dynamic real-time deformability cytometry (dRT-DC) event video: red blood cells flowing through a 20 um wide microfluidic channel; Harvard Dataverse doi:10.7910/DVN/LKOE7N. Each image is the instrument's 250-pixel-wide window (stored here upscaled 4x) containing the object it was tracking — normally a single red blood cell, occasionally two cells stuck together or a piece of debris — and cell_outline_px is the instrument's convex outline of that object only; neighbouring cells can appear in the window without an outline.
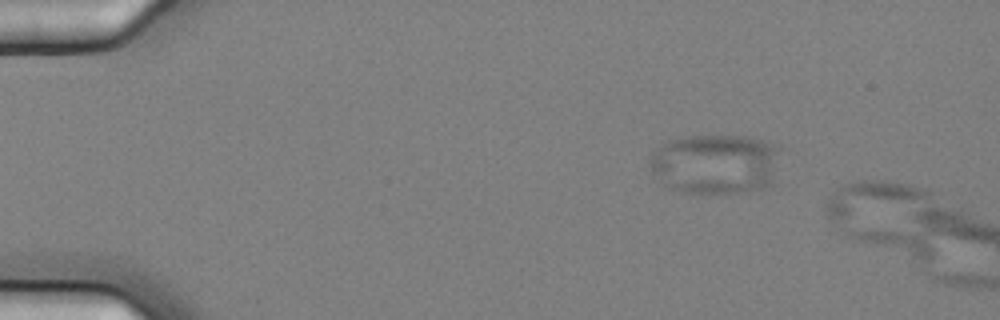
{"species": "common noctule bat (a hibernating species)", "species_latin": "Nyctalus noctula", "temperature_condition": "cold", "stored_images_in_passage": 6, "camera_frame_rate_fps": 3000, "um_per_image_px": 0.085, "animal": {"sex": "female", "body_mass_g": 25.1}, "frame": {"image": 1, "passage_image": 1, "time_ms": 0.0, "image_size_px": [1000, 320], "cell_outline_px": [[780, 148], [772, 184], [764, 188], [748, 192], [680, 192], [664, 188], [652, 172], [648, 164], [652, 152], [668, 140], [688, 136], [748, 136], [768, 140]], "centroid_in_image_um": [60.78, 13.93], "position_along_channel_um": 24.2, "area_um2": 46.3}}